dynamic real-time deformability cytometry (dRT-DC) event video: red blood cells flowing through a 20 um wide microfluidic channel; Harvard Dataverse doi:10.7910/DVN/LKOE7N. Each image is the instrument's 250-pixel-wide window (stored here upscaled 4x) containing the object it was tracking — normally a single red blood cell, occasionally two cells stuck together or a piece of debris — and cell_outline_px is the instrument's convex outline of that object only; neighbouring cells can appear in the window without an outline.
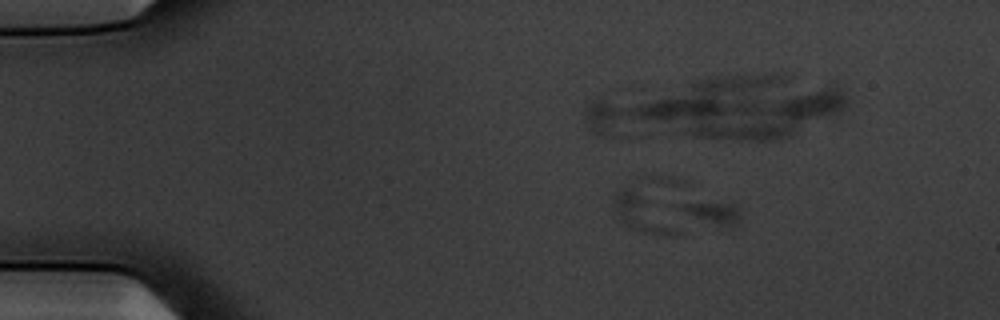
{"species": "common noctule bat (a hibernating species)", "species_latin": "Nyctalus noctula", "temperature_condition": "warm", "stored_images_in_passage": 10, "camera_frame_rate_fps": 3000, "um_per_image_px": 0.085, "animal": {"sex": "male", "body_mass_g": 20.1, "forearm_length_mm": 53.5}, "frame": {"image": 1, "passage_image": 9, "time_ms": 2.667, "image_size_px": [1000, 320], "cell_outline_px": [[676, 236], [668, 236], [644, 232], [632, 228], [624, 224], [616, 216], [612, 200], [616, 192], [620, 188], [628, 188], [644, 200], [676, 228]], "centroid_in_image_um": [54.43, 18.21], "position_along_channel_um": 30.6, "area_um2": 12.02}}